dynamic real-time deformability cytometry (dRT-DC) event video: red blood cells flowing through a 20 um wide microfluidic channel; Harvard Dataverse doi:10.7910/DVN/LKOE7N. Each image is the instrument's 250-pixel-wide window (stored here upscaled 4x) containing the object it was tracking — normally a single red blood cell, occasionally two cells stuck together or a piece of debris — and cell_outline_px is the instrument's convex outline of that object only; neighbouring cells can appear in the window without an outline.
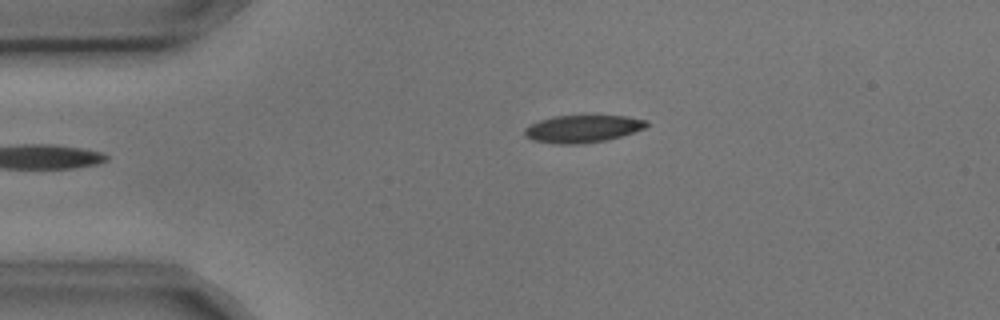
{"species": "common noctule bat (a hibernating species)", "species_latin": "Nyctalus noctula", "temperature_condition": "cold", "stored_images_in_passage": 4, "camera_frame_rate_fps": 3000, "um_per_image_px": 0.085, "animal": {"sex": "male", "body_mass_g": 17.9, "forearm_length_mm": 54.2}, "frame": {"image": 1, "passage_image": 4, "time_ms": 1.0, "image_size_px": [1000, 320], "cell_outline_px": [[648, 124], [644, 128], [620, 136], [604, 140], [576, 144], [556, 144], [532, 140], [524, 136], [524, 128], [540, 120], [552, 116], [628, 116], [648, 120]], "centroid_in_image_um": [49.49, 10.94], "position_along_channel_um": 35.5, "area_um2": 19.31}}